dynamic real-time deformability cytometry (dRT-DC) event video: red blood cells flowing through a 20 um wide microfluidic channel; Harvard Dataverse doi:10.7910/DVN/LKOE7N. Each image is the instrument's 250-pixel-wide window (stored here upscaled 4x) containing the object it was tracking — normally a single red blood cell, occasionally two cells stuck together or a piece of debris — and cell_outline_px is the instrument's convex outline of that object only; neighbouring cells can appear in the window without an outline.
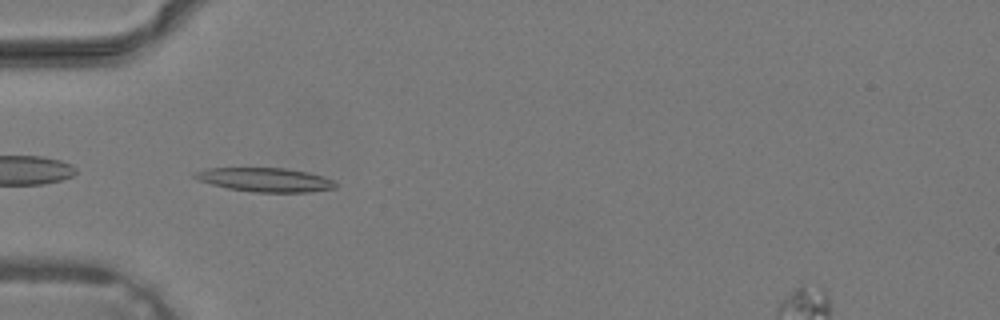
{"species": "common noctule bat (a hibernating species)", "species_latin": "Nyctalus noctula", "temperature_condition": "warm", "stored_images_in_passage": 39, "camera_frame_rate_fps": 3000, "um_per_image_px": 0.085, "animal": {"sex": "male", "body_mass_g": 19.2, "forearm_length_mm": 51.8}, "frame": {"image": 1, "passage_image": 13, "time_ms": 4.0, "image_size_px": [1000, 320], "cell_outline_px": [[336, 188], [312, 192], [252, 192], [228, 188], [212, 184], [200, 180], [192, 176], [196, 172], [204, 168], [284, 168], [308, 172], [332, 180], [336, 184]], "centroid_in_image_um": [22.54, 15.28], "position_along_channel_um": 62.5, "area_um2": 19.48}}
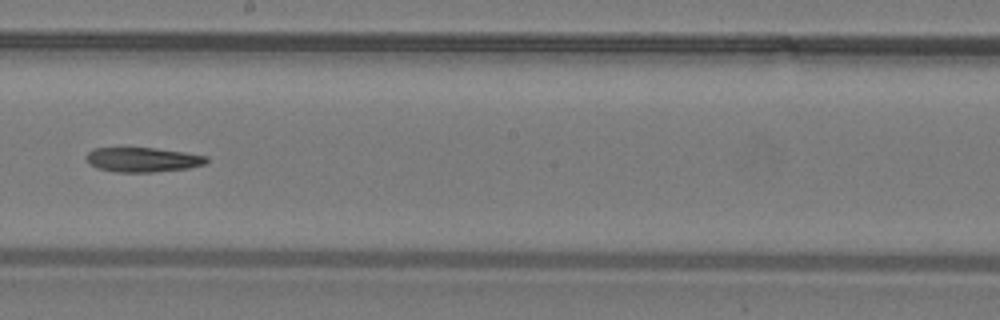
{"frame": {"image": 2, "passage_image": 23, "time_ms": 7.333, "image_size_px": [1000, 320], "cell_outline_px": [[208, 164], [188, 168], [152, 172], [116, 172], [100, 168], [88, 164], [84, 156], [92, 148], [156, 148], [184, 152], [208, 156]], "centroid_in_image_um": [12.14, 13.57], "position_along_channel_um": 236.1, "area_um2": 17.34}}
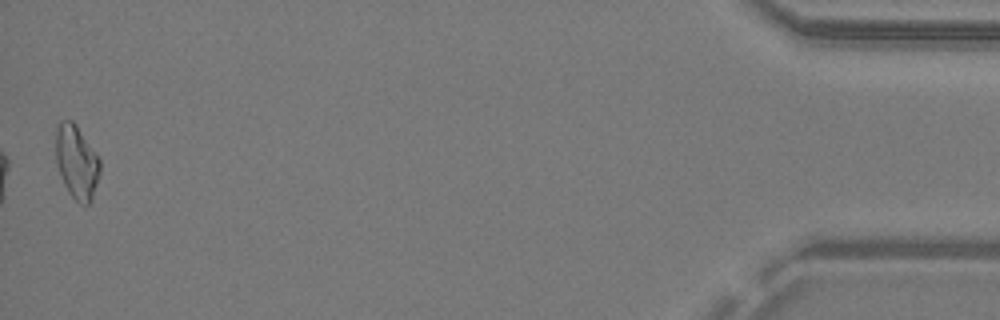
{"frame": {"image": 3, "passage_image": 39, "time_ms": 12.667, "image_size_px": [1000, 320], "cell_outline_px": [[100, 172], [92, 200], [88, 204], [80, 204], [68, 192], [64, 184], [56, 164], [56, 128], [60, 120], [72, 120], [76, 124], [96, 152], [100, 160]], "centroid_in_image_um": [6.52, 13.76], "position_along_channel_um": 428.7, "area_um2": 19.07}}